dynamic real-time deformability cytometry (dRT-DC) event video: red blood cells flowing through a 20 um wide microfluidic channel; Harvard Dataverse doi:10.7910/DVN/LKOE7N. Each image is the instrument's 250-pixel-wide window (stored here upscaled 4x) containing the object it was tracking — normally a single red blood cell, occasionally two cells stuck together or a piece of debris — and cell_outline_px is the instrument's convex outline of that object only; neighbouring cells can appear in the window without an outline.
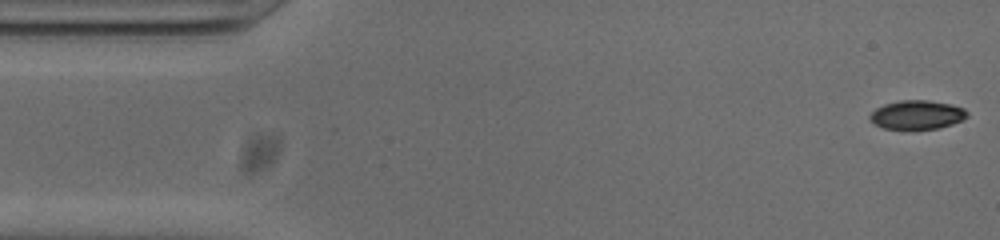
{"species": "common noctule bat (a hibernating species)", "species_latin": "Nyctalus noctula", "temperature_condition": "cold", "stored_images_in_passage": 53, "camera_frame_rate_fps": 3000, "um_per_image_px": 0.085, "animal": {"sex": "male", "body_mass_g": 20.0, "forearm_length_mm": 53.3}, "frame": {"image": 1, "passage_image": 1, "time_ms": 0.0, "image_size_px": [1000, 240], "cell_outline_px": [[968, 116], [952, 124], [936, 128], [884, 128], [876, 124], [868, 116], [876, 108], [884, 104], [900, 100], [928, 100], [948, 104], [964, 108], [968, 112]], "centroid_in_image_um": [77.94, 9.73], "position_along_channel_um": 7.1, "area_um2": 15.95}}
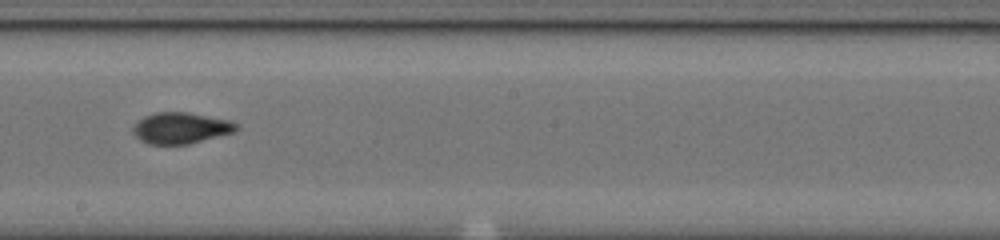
{"frame": {"image": 2, "passage_image": 28, "time_ms": 9.0, "image_size_px": [1000, 240], "cell_outline_px": [[240, 128], [232, 132], [188, 144], [148, 144], [140, 140], [136, 136], [132, 128], [144, 116], [156, 112], [188, 112], [228, 120], [236, 124]], "centroid_in_image_um": [15.35, 10.88], "position_along_channel_um": 232.9, "area_um2": 18.44}}
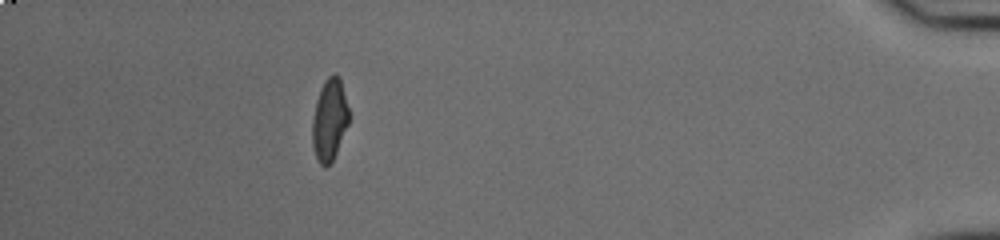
{"frame": {"image": 3, "passage_image": 47, "time_ms": 15.333, "image_size_px": [1000, 240], "cell_outline_px": [[348, 124], [336, 152], [332, 160], [324, 168], [316, 160], [312, 144], [312, 120], [316, 100], [320, 88], [328, 76], [336, 72], [340, 76], [348, 108]], "centroid_in_image_um": [27.99, 10.16], "position_along_channel_um": 407.2, "area_um2": 17.46}, "authors_computed_cell_mechanics": {"area_um2": 17.629, "velocity_mm_per_s": 3.7993, "shape_relaxation_time_tau1_ms": 4.3723, "shape_relaxation_time_tau2_ms": 0.8745, "deformation_change_tau1": 0.1602, "deformation_change_tau2": 0.0645}}